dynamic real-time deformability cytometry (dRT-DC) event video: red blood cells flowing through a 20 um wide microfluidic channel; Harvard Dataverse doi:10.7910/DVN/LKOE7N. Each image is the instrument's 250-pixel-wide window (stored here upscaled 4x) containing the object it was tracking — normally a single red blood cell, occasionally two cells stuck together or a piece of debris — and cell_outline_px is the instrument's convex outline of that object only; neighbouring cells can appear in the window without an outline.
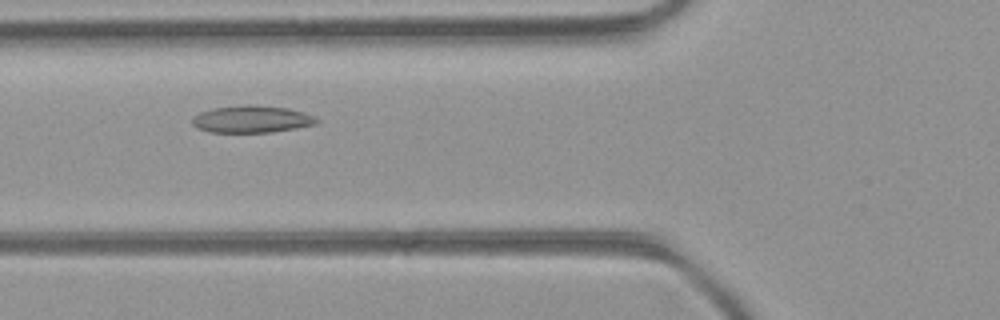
{"species": "common noctule bat (a hibernating species)", "species_latin": "Nyctalus noctula", "temperature_condition": "room temperature", "stored_images_in_passage": 44, "camera_frame_rate_fps": 3000, "um_per_image_px": 0.085, "animal": {"sex": "female", "body_mass_g": 21.9}, "frame": {"image": 1, "passage_image": 14, "time_ms": 4.333, "image_size_px": [1000, 320], "cell_outline_px": [[320, 120], [316, 124], [296, 128], [272, 132], [212, 132], [196, 128], [192, 124], [192, 120], [200, 112], [212, 108], [244, 104], [256, 104], [288, 108], [304, 112], [316, 116]], "centroid_in_image_um": [21.43, 10.11], "position_along_channel_um": 104.4, "area_um2": 19.88}}
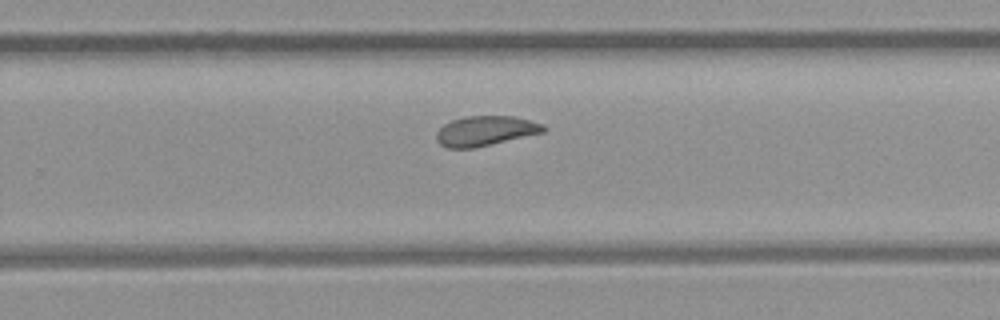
{"frame": {"image": 2, "passage_image": 27, "time_ms": 8.667, "image_size_px": [1000, 320], "cell_outline_px": [[548, 128], [544, 132], [476, 148], [448, 148], [440, 144], [436, 140], [436, 132], [444, 124], [452, 120], [464, 116], [516, 116], [532, 120], [544, 124]], "centroid_in_image_um": [41.29, 11.12], "position_along_channel_um": 288.5, "area_um2": 18.9}}
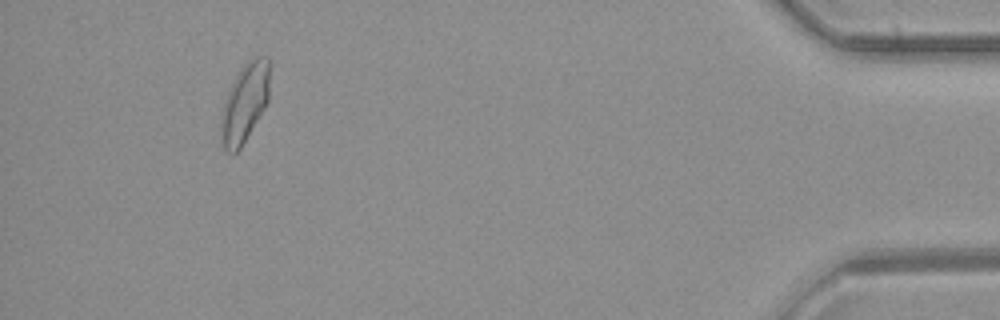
{"frame": {"image": 3, "passage_image": 41, "time_ms": 13.333, "image_size_px": [1000, 320], "cell_outline_px": [[268, 100], [264, 108], [240, 148], [236, 152], [228, 152], [220, 144], [220, 124], [224, 100], [240, 68], [252, 56], [268, 56]], "centroid_in_image_um": [20.77, 8.74], "position_along_channel_um": 414.4, "area_um2": 22.08}, "authors_computed_cell_mechanics": {"area_um2": 19.7965, "velocity_mm_per_s": 4.2394, "shape_relaxation_time_tau1_ms": null, "shape_relaxation_time_tau2_ms": 3.0504, "deformation_change_tau1": null, "deformation_change_tau2": 0.0857}}